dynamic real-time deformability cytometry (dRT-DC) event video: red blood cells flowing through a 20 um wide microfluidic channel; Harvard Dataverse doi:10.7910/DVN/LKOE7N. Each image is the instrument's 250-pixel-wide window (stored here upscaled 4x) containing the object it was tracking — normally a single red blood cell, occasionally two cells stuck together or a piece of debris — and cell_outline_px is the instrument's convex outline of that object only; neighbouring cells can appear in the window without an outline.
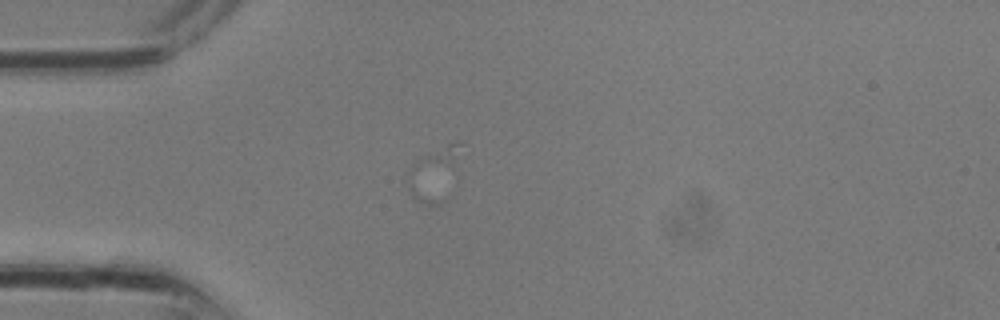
{"species": "common noctule bat (a hibernating species)", "species_latin": "Nyctalus noctula", "temperature_condition": "room temperature", "stored_images_in_passage": 2, "camera_frame_rate_fps": 3000, "um_per_image_px": 0.085, "animal": {"sex": "male", "body_mass_g": 13.3}, "frame": {"image": 1, "passage_image": 1, "time_ms": 0.0, "image_size_px": [1000, 320], "cell_outline_px": [[460, 144], [440, 204], [428, 204], [416, 200], [412, 196], [408, 184], [408, 172], [412, 164], [416, 160], [448, 144]], "centroid_in_image_um": [36.73, 14.83], "position_along_channel_um": 48.3, "area_um2": 14.39}}